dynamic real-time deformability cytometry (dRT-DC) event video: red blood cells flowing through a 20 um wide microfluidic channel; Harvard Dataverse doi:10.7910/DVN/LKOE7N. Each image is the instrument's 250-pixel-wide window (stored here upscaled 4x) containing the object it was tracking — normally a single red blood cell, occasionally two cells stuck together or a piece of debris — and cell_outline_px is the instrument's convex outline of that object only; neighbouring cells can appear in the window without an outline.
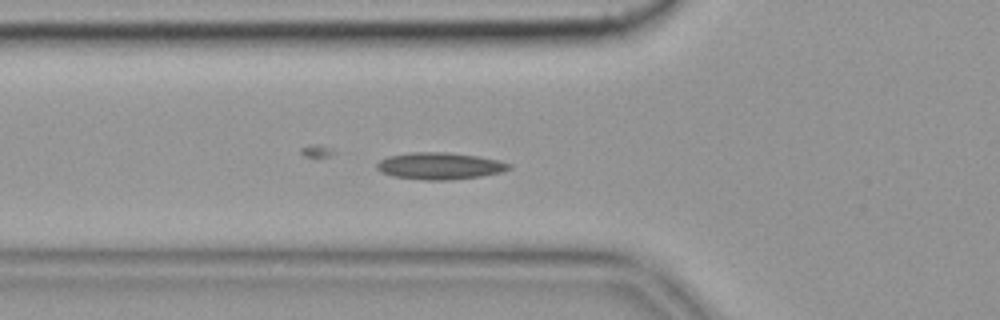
{"species": "common noctule bat (a hibernating species)", "species_latin": "Nyctalus noctula", "temperature_condition": "cold", "stored_images_in_passage": 47, "camera_frame_rate_fps": 3000, "um_per_image_px": 0.085, "animal": {"sex": "female", "body_mass_g": 19.9}, "frame": {"image": 1, "passage_image": 21, "time_ms": 6.667, "image_size_px": [1000, 320], "cell_outline_px": [[512, 168], [500, 172], [480, 176], [448, 180], [424, 180], [392, 176], [380, 172], [376, 168], [376, 164], [380, 160], [388, 156], [412, 152], [444, 152], [476, 156], [496, 160], [512, 164]], "centroid_in_image_um": [37.33, 14.11], "position_along_channel_um": 88.5, "area_um2": 20.58}, "authors_computed_cell_mechanics": {"area_um2": 19.1318, "velocity_mm_per_s": 3.5766, "shape_relaxation_time_tau1_ms": null, "shape_relaxation_time_tau2_ms": 2.749, "deformation_change_tau1": null, "deformation_change_tau2": 0.0794}}